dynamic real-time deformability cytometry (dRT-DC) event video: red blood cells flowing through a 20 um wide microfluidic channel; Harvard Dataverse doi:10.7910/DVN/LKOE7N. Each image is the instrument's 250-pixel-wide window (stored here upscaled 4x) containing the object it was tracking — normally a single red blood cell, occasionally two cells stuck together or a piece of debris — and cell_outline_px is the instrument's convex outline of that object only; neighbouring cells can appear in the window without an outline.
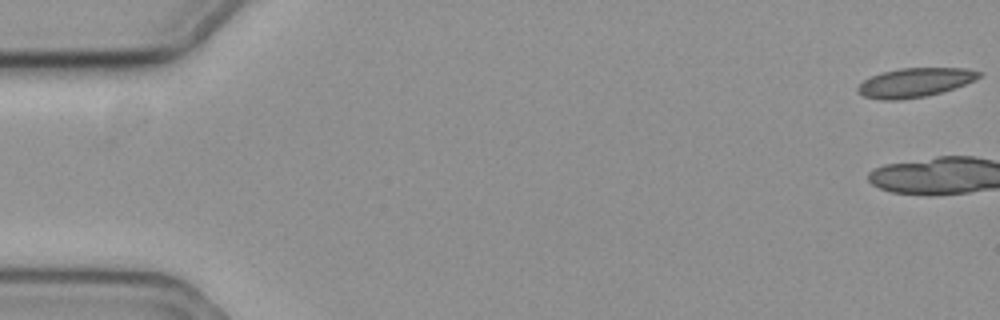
{"species": "common noctule bat (a hibernating species)", "species_latin": "Nyctalus noctula", "temperature_condition": "cold", "stored_images_in_passage": 4, "camera_frame_rate_fps": 3000, "um_per_image_px": 0.085, "animal": {"sex": "female", "body_mass_g": 19.3, "forearm_length_mm": 54.1}, "frame": {"image": 1, "passage_image": 1, "time_ms": 0.0, "image_size_px": [1000, 320], "cell_outline_px": [[984, 72], [980, 76], [964, 84], [940, 92], [924, 96], [900, 100], [880, 100], [864, 96], [856, 92], [856, 88], [864, 80], [880, 72], [900, 68], [968, 68]], "centroid_in_image_um": [77.72, 7.01], "position_along_channel_um": 7.3, "area_um2": 20.46}}